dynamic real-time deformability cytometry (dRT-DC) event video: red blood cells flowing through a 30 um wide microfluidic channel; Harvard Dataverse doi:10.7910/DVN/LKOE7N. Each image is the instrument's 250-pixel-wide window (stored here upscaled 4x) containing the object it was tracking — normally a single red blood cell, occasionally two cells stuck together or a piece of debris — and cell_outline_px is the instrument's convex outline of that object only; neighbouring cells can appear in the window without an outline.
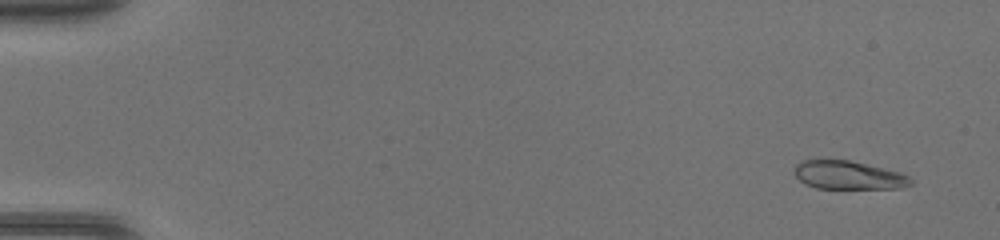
{"species": "common noctule bat (a hibernating species)", "species_latin": "Nyctalus noctula", "temperature_condition": "warm", "stored_images_in_passage": 46, "camera_frame_rate_fps": 3000, "um_per_image_px": 0.085, "animal": {"sex": "female", "body_mass_g": 17.0, "forearm_length_mm": 48.0}, "frame": {"image": 1, "passage_image": 2, "time_ms": 0.333, "image_size_px": [1000, 240], "cell_outline_px": [[912, 184], [900, 188], [816, 188], [804, 184], [792, 172], [796, 164], [800, 160], [848, 160], [900, 172], [908, 176], [912, 180]], "centroid_in_image_um": [72.07, 14.89], "position_along_channel_um": 12.9, "area_um2": 19.19}}
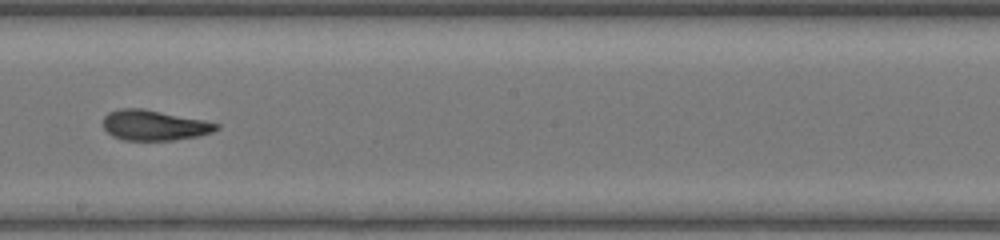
{"frame": {"image": 2, "passage_image": 27, "time_ms": 8.667, "image_size_px": [1000, 240], "cell_outline_px": [[220, 128], [212, 132], [196, 136], [172, 140], [124, 140], [112, 136], [104, 128], [104, 116], [108, 112], [120, 108], [144, 108], [204, 120], [220, 124]], "centroid_in_image_um": [13.1, 10.63], "position_along_channel_um": 235.1, "area_um2": 20.0}}
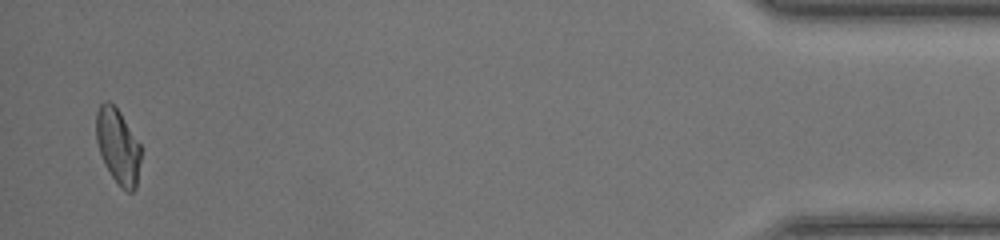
{"frame": {"image": 3, "passage_image": 45, "time_ms": 14.667, "image_size_px": [1000, 240], "cell_outline_px": [[140, 160], [136, 188], [132, 192], [128, 192], [120, 188], [112, 176], [100, 152], [96, 140], [96, 112], [100, 104], [104, 100], [108, 100], [120, 112], [140, 144]], "centroid_in_image_um": [10.02, 12.42], "position_along_channel_um": 425.2, "area_um2": 19.36}}